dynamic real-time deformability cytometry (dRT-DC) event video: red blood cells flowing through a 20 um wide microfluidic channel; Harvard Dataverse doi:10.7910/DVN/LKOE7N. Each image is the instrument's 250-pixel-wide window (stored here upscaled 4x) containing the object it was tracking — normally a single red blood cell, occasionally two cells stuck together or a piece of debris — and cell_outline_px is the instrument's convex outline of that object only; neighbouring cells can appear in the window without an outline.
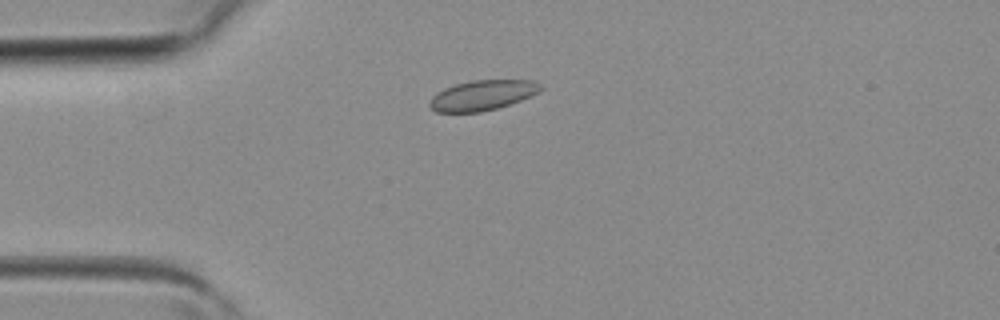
{"species": "common noctule bat (a hibernating species)", "species_latin": "Nyctalus noctula", "temperature_condition": "room temperature", "stored_images_in_passage": 3, "camera_frame_rate_fps": 3000, "um_per_image_px": 0.085, "animal": {"sex": "female", "body_mass_g": 19.3, "forearm_length_mm": 54.1}, "frame": {"image": 1, "passage_image": 2, "time_ms": 0.333, "image_size_px": [1000, 320], "cell_outline_px": [[544, 88], [540, 92], [532, 96], [496, 108], [480, 112], [436, 112], [428, 104], [432, 96], [436, 92], [444, 88], [456, 84], [472, 80], [532, 80], [540, 84]], "centroid_in_image_um": [41.01, 8.09], "position_along_channel_um": 44.0, "area_um2": 19.48}}